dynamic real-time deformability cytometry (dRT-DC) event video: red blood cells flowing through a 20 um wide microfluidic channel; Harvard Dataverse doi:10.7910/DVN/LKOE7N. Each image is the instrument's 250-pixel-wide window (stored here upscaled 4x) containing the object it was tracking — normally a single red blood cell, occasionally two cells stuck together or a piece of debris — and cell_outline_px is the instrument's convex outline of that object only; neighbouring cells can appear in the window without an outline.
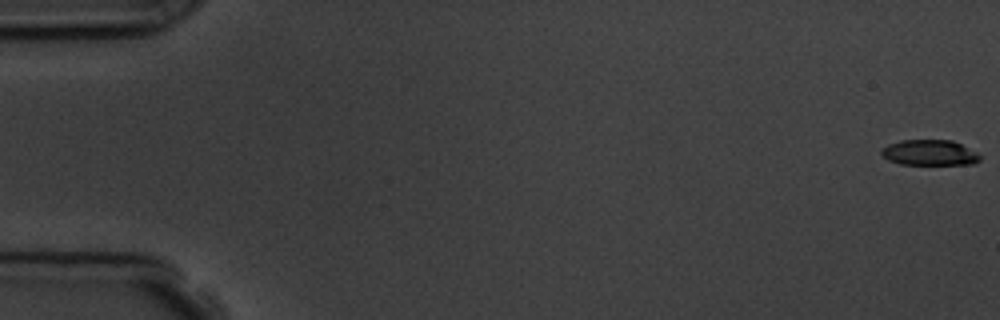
{"species": "common noctule bat (a hibernating species)", "species_latin": "Nyctalus noctula", "temperature_condition": "room temperature", "stored_images_in_passage": 6, "camera_frame_rate_fps": 3000, "um_per_image_px": 0.085, "animal": {"sex": "male", "body_mass_g": 19.5, "forearm_length_mm": 54.6}, "frame": {"image": 1, "passage_image": 1, "time_ms": 0.0, "image_size_px": [1000, 320], "cell_outline_px": [[980, 160], [976, 164], [900, 164], [888, 160], [880, 152], [880, 148], [888, 144], [900, 140], [952, 140], [976, 152], [980, 156]], "centroid_in_image_um": [78.99, 12.97], "position_along_channel_um": 6.0, "area_um2": 14.68}}
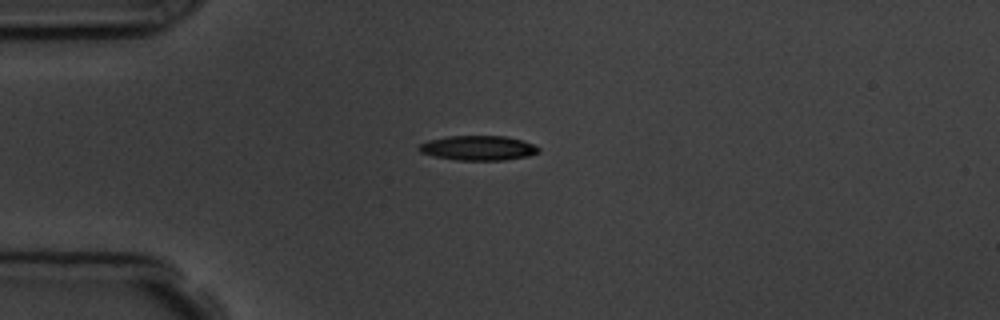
{"frame": {"image": 2, "passage_image": 5, "time_ms": 4.667, "image_size_px": [1000, 320], "cell_outline_px": [[540, 152], [528, 156], [504, 160], [456, 160], [432, 156], [420, 152], [416, 148], [420, 144], [428, 140], [448, 136], [504, 136], [524, 140], [540, 148]], "centroid_in_image_um": [40.63, 12.58], "position_along_channel_um": 44.4, "area_um2": 17.34}}